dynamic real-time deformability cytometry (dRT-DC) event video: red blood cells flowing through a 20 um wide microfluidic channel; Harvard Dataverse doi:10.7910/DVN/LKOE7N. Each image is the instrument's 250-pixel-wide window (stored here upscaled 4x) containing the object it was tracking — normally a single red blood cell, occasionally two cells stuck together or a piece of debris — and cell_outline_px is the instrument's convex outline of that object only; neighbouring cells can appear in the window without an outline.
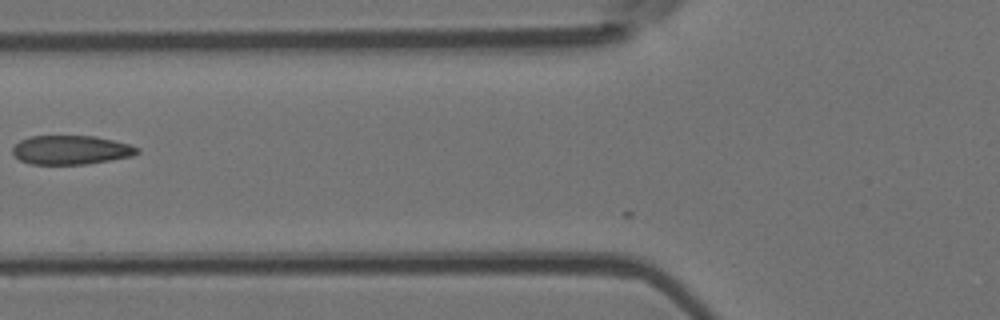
{"species": "Egyptian fruit bat (a non-hibernating species)", "species_latin": "Rousettus aegyptiacus", "temperature_condition": "room temperature", "stored_images_in_passage": 4, "camera_frame_rate_fps": 3000, "um_per_image_px": 0.085, "animal": {"sex": "female"}, "frame": {"image": 1, "passage_image": 2, "time_ms": 0.333, "image_size_px": [1000, 320], "cell_outline_px": [[140, 152], [132, 156], [84, 164], [32, 164], [20, 160], [12, 152], [12, 148], [20, 140], [28, 136], [96, 136], [128, 144], [140, 148]], "centroid_in_image_um": [6.02, 12.74], "position_along_channel_um": 119.8, "area_um2": 20.92}}